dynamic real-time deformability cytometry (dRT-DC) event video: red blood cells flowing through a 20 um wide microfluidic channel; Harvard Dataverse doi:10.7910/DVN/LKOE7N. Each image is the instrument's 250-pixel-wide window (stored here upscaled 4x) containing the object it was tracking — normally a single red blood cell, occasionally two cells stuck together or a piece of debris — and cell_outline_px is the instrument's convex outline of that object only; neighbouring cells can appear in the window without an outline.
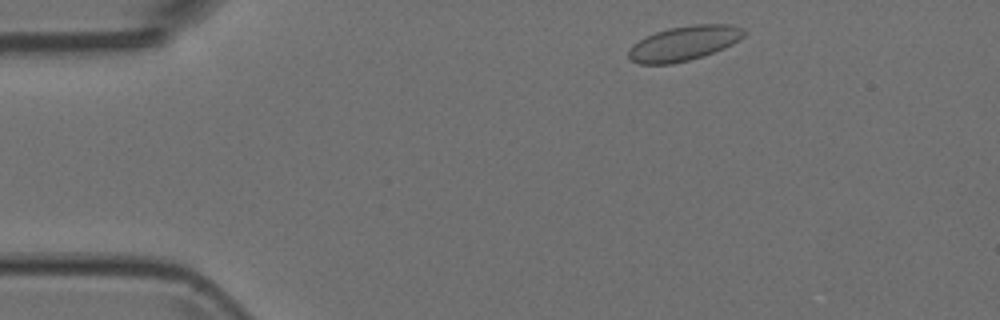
{"species": "Egyptian fruit bat (a non-hibernating species)", "species_latin": "Rousettus aegyptiacus", "temperature_condition": "room temperature", "stored_images_in_passage": 2, "camera_frame_rate_fps": 3000, "um_per_image_px": 0.085, "animal": {"sex": "female"}, "frame": {"image": 1, "passage_image": 1, "time_ms": 0.0, "image_size_px": [1000, 320], "cell_outline_px": [[744, 36], [740, 40], [724, 48], [704, 56], [672, 64], [640, 64], [628, 60], [628, 48], [632, 44], [644, 36], [668, 28], [692, 24], [732, 24], [744, 28]], "centroid_in_image_um": [58.11, 3.68], "position_along_channel_um": 26.9, "area_um2": 23.7}}